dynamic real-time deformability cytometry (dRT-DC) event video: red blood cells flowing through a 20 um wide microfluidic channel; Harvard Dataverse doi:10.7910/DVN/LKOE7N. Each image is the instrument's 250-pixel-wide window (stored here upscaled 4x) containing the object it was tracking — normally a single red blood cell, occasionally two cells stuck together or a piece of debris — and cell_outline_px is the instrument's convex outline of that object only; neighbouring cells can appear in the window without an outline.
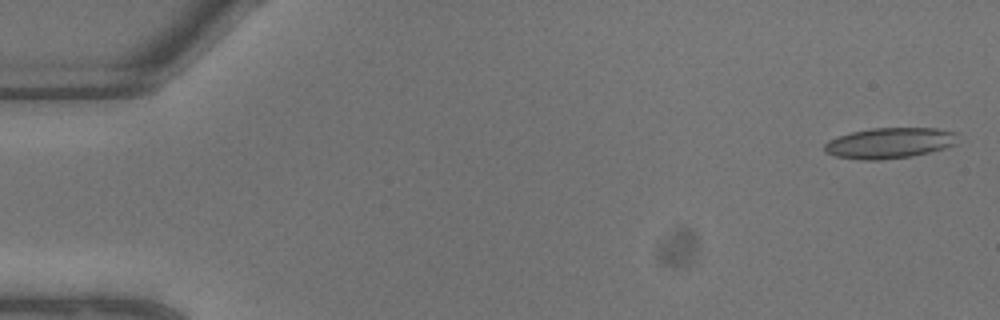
{"species": "common noctule bat (a hibernating species)", "species_latin": "Nyctalus noctula", "temperature_condition": "warm", "stored_images_in_passage": 8, "segment_of_instrument_passage": [1, 2], "camera_frame_rate_fps": 3000, "um_per_image_px": 0.085, "animal": {"sex": "male", "body_mass_g": 13.3}, "frame": {"image": 1, "passage_image": 1, "time_ms": 0.0, "image_size_px": [1000, 320], "cell_outline_px": [[960, 132], [956, 144], [944, 148], [912, 156], [880, 160], [864, 160], [836, 156], [824, 152], [824, 144], [828, 140], [852, 132], [872, 128], [936, 128]], "centroid_in_image_um": [75.65, 12.15], "position_along_channel_um": 9.3, "area_um2": 23.93}}